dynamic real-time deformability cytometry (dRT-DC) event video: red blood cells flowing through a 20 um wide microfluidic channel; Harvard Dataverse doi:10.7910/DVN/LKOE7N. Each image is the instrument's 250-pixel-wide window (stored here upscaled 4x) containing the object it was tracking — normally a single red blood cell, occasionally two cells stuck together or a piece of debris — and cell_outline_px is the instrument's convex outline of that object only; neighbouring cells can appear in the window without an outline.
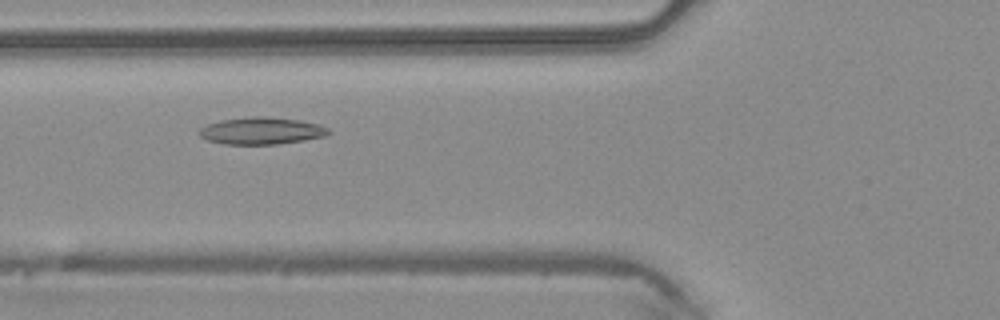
{"species": "common noctule bat (a hibernating species)", "species_latin": "Nyctalus noctula", "temperature_condition": "warm", "stored_images_in_passage": 45, "camera_frame_rate_fps": 3000, "um_per_image_px": 0.085, "animal": {"sex": "male", "body_mass_g": 20.4}, "frame": {"image": 1, "passage_image": 15, "time_ms": 4.667, "image_size_px": [1000, 320], "cell_outline_px": [[332, 132], [324, 136], [304, 140], [276, 144], [224, 144], [208, 140], [200, 136], [196, 132], [200, 128], [208, 124], [220, 120], [252, 116], [264, 116], [300, 120], [320, 124], [328, 128]], "centroid_in_image_um": [22.22, 11.11], "position_along_channel_um": 103.6, "area_um2": 20.46}}
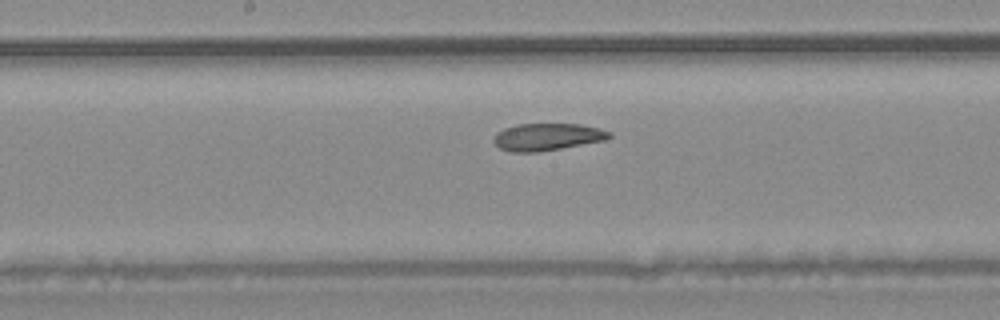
{"frame": {"image": 2, "passage_image": 22, "time_ms": 7.0, "image_size_px": [1000, 320], "cell_outline_px": [[612, 136], [604, 140], [560, 148], [536, 152], [512, 152], [500, 148], [492, 140], [496, 132], [504, 128], [516, 124], [580, 124], [600, 128], [612, 132]], "centroid_in_image_um": [46.5, 11.62], "position_along_channel_um": 201.7, "area_um2": 18.26}}
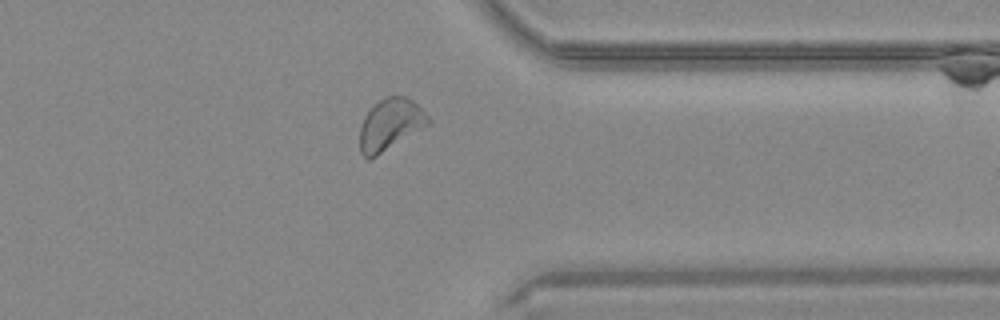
{"frame": {"image": 3, "passage_image": 35, "time_ms": 11.333, "image_size_px": [1000, 320], "cell_outline_px": [[432, 120], [428, 124], [376, 156], [368, 160], [360, 152], [360, 128], [364, 116], [380, 100], [388, 96], [404, 96], [412, 100]], "centroid_in_image_um": [33.15, 10.58], "position_along_channel_um": 378.3, "area_um2": 19.94}, "authors_computed_cell_mechanics": {"area_um2": 20.4612, "velocity_mm_per_s": 4.1882, "shape_relaxation_time_tau1_ms": null, "shape_relaxation_time_tau2_ms": 1.9118, "deformation_change_tau1": null, "deformation_change_tau2": 0.0887}}